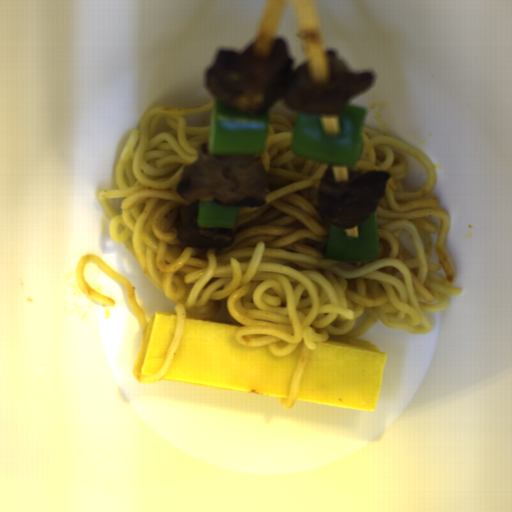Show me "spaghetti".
<instances>
[{"label": "spaghetti", "mask_w": 512, "mask_h": 512, "mask_svg": "<svg viewBox=\"0 0 512 512\" xmlns=\"http://www.w3.org/2000/svg\"><path fill=\"white\" fill-rule=\"evenodd\" d=\"M213 101L147 111L120 153L118 189L97 194L111 239L126 245L174 303V336L162 366L151 377L135 379L144 385L162 380L186 315L221 318L240 325L237 344L267 346L284 357L301 344L288 395L276 396L287 410L298 400L310 350L331 335L358 338L378 322L416 335L434 330L425 314L443 312L449 295L462 294L445 251L449 214L430 194L436 171L416 147L369 127L356 164H325L293 153L297 115L270 113L265 150L257 154L266 174L265 204L239 205L230 246L190 247L178 239V209L199 206V199L178 195V181L197 161L200 145L209 143ZM406 152L426 171V185L417 192L402 187ZM349 167L382 169L391 177L375 211L376 260L342 264L326 258L330 224L319 217L317 197L321 176ZM405 231L415 257L399 241Z\"/></svg>", "instance_id": "obj_1"}, {"label": "spaghetti", "mask_w": 512, "mask_h": 512, "mask_svg": "<svg viewBox=\"0 0 512 512\" xmlns=\"http://www.w3.org/2000/svg\"><path fill=\"white\" fill-rule=\"evenodd\" d=\"M86 263H92L95 266H97L101 271H103L105 274H107L109 277H111L116 282L120 283L124 286L129 303L131 311L135 313L136 318L141 326V332H142V340L141 345L145 336V332L148 326V323L145 319V316L137 302L136 299V293L135 289L132 285V283L123 275L119 274L115 270H113L107 263H105L98 255L94 254H87L80 258L77 266H76V281L78 288L81 290V292L90 298L95 303L101 304L106 307H112L114 305V300L111 297L105 296L94 290L85 280L84 271Z\"/></svg>", "instance_id": "obj_2"}]
</instances>
